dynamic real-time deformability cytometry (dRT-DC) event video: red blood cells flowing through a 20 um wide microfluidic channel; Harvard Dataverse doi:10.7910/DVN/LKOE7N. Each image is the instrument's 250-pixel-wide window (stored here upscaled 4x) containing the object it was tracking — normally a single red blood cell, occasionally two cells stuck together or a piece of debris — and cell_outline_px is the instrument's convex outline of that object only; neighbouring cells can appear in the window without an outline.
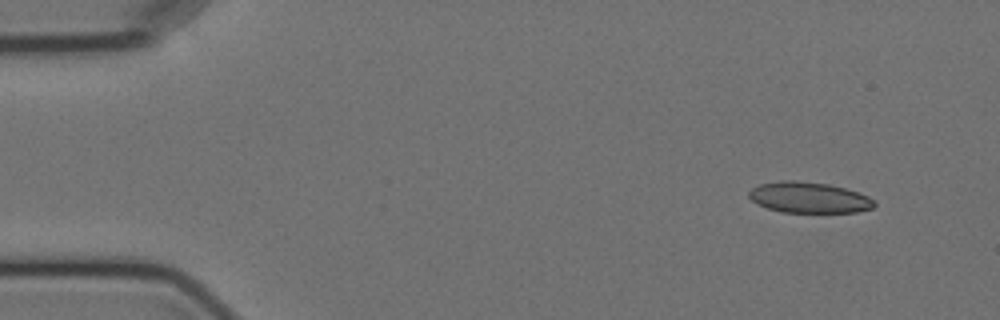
{"species": "Egyptian fruit bat (a non-hibernating species)", "species_latin": "Rousettus aegyptiacus", "temperature_condition": "cold", "stored_images_in_passage": 4, "camera_frame_rate_fps": 3000, "um_per_image_px": 0.085, "animal": {"sex": "female"}, "frame": {"image": 1, "passage_image": 1, "time_ms": 0.0, "image_size_px": [1000, 320], "cell_outline_px": [[876, 204], [872, 208], [856, 212], [780, 212], [756, 204], [748, 196], [748, 192], [752, 188], [760, 184], [780, 180], [796, 180], [828, 184], [844, 188], [868, 196], [876, 200]], "centroid_in_image_um": [68.74, 16.79], "position_along_channel_um": 16.3, "area_um2": 22.6}}
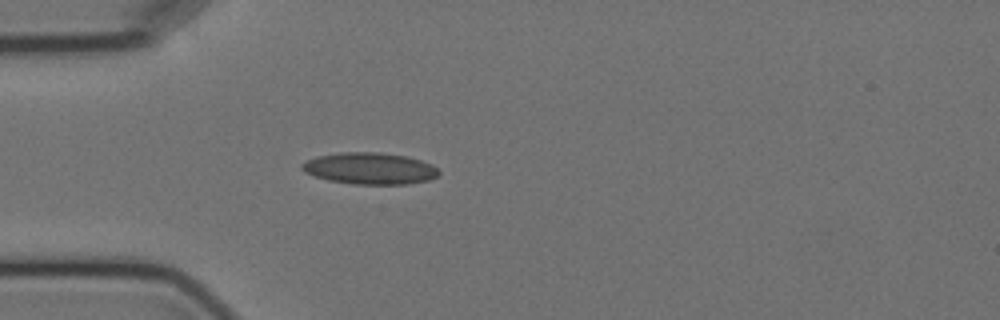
{"frame": {"image": 2, "passage_image": 4, "time_ms": 3.667, "image_size_px": [1000, 320], "cell_outline_px": [[440, 172], [436, 176], [428, 180], [408, 184], [352, 184], [328, 180], [304, 172], [300, 168], [300, 164], [316, 156], [340, 152], [380, 152], [408, 156], [432, 164]], "centroid_in_image_um": [31.42, 14.31], "position_along_channel_um": 53.6, "area_um2": 25.32}}